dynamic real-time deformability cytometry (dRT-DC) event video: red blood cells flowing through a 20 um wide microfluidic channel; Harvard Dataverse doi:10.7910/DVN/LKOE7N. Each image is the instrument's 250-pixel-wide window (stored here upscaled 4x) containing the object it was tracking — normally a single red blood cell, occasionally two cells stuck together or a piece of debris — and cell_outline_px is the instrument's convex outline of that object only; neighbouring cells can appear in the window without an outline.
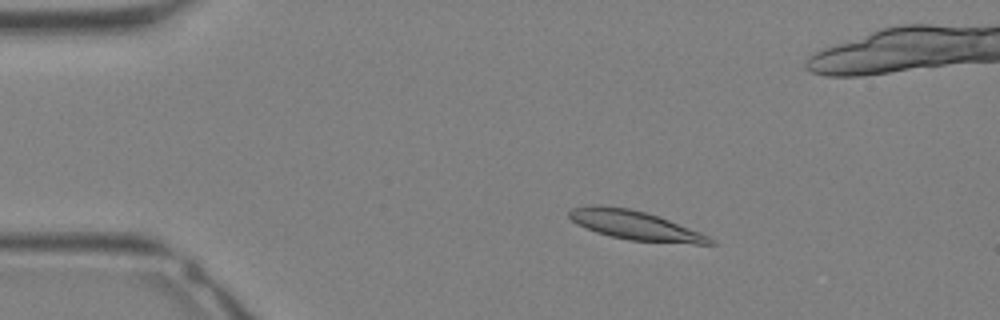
{"species": "Egyptian fruit bat (a non-hibernating species)", "species_latin": "Rousettus aegyptiacus", "temperature_condition": "warm", "stored_images_in_passage": 11, "camera_frame_rate_fps": 3000, "um_per_image_px": 0.085, "animal": {"sex": "female"}, "frame": {"image": 1, "passage_image": 5, "time_ms": 1.333, "image_size_px": [1000, 320], "cell_outline_px": [[716, 244], [696, 244], [628, 240], [596, 232], [572, 220], [568, 216], [568, 212], [572, 208], [592, 204], [596, 204], [628, 208], [644, 212], [668, 220], [700, 232], [716, 240]], "centroid_in_image_um": [53.99, 19.15], "position_along_channel_um": 31.0, "area_um2": 23.58}}
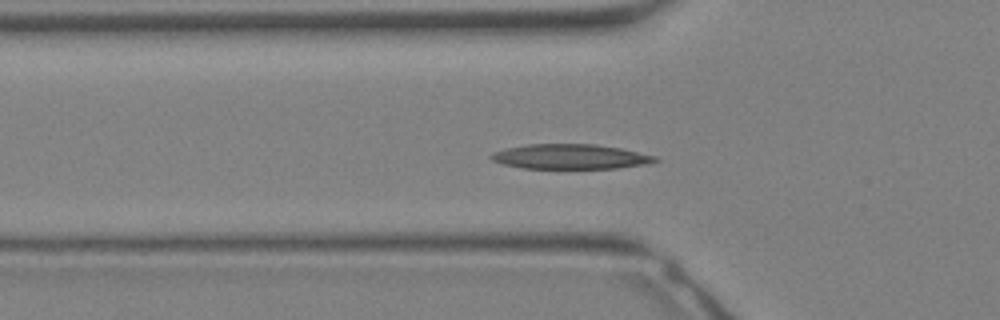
{"frame": {"image": 2, "passage_image": 10, "time_ms": 3.0, "image_size_px": [1000, 320], "cell_outline_px": [[660, 160], [648, 164], [616, 168], [520, 168], [504, 164], [492, 160], [488, 156], [492, 152], [504, 148], [528, 144], [596, 144], [620, 148], [656, 156]], "centroid_in_image_um": [48.46, 13.31], "position_along_channel_um": 77.3, "area_um2": 23.81}}